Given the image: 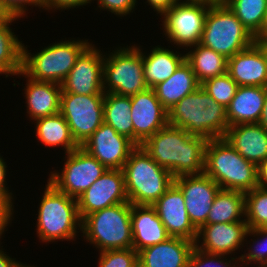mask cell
<instances>
[{"mask_svg": "<svg viewBox=\"0 0 267 267\" xmlns=\"http://www.w3.org/2000/svg\"><path fill=\"white\" fill-rule=\"evenodd\" d=\"M206 144L205 138L192 136L184 129L168 124L141 146L159 166L176 178L204 172Z\"/></svg>", "mask_w": 267, "mask_h": 267, "instance_id": "1", "label": "cell"}, {"mask_svg": "<svg viewBox=\"0 0 267 267\" xmlns=\"http://www.w3.org/2000/svg\"><path fill=\"white\" fill-rule=\"evenodd\" d=\"M168 123L207 141L224 138L229 128L226 108L201 86L168 111Z\"/></svg>", "mask_w": 267, "mask_h": 267, "instance_id": "2", "label": "cell"}, {"mask_svg": "<svg viewBox=\"0 0 267 267\" xmlns=\"http://www.w3.org/2000/svg\"><path fill=\"white\" fill-rule=\"evenodd\" d=\"M203 173L224 190L247 193L258 186L257 165L243 158L225 138L207 141Z\"/></svg>", "mask_w": 267, "mask_h": 267, "instance_id": "3", "label": "cell"}, {"mask_svg": "<svg viewBox=\"0 0 267 267\" xmlns=\"http://www.w3.org/2000/svg\"><path fill=\"white\" fill-rule=\"evenodd\" d=\"M131 204L153 205L174 183L173 175L159 166L142 146H136L123 167Z\"/></svg>", "mask_w": 267, "mask_h": 267, "instance_id": "4", "label": "cell"}, {"mask_svg": "<svg viewBox=\"0 0 267 267\" xmlns=\"http://www.w3.org/2000/svg\"><path fill=\"white\" fill-rule=\"evenodd\" d=\"M81 231L100 252L132 248L131 203L116 204L86 215Z\"/></svg>", "mask_w": 267, "mask_h": 267, "instance_id": "5", "label": "cell"}, {"mask_svg": "<svg viewBox=\"0 0 267 267\" xmlns=\"http://www.w3.org/2000/svg\"><path fill=\"white\" fill-rule=\"evenodd\" d=\"M38 211L37 234L43 242L74 240L81 218L77 199L58 191L47 182ZM78 225V226H77Z\"/></svg>", "mask_w": 267, "mask_h": 267, "instance_id": "6", "label": "cell"}, {"mask_svg": "<svg viewBox=\"0 0 267 267\" xmlns=\"http://www.w3.org/2000/svg\"><path fill=\"white\" fill-rule=\"evenodd\" d=\"M254 42L255 37L224 2L210 5L199 44L229 59Z\"/></svg>", "mask_w": 267, "mask_h": 267, "instance_id": "7", "label": "cell"}, {"mask_svg": "<svg viewBox=\"0 0 267 267\" xmlns=\"http://www.w3.org/2000/svg\"><path fill=\"white\" fill-rule=\"evenodd\" d=\"M89 44L88 40L62 41L50 44L35 55L29 53L23 44L22 71L17 75L61 84Z\"/></svg>", "mask_w": 267, "mask_h": 267, "instance_id": "8", "label": "cell"}, {"mask_svg": "<svg viewBox=\"0 0 267 267\" xmlns=\"http://www.w3.org/2000/svg\"><path fill=\"white\" fill-rule=\"evenodd\" d=\"M107 87H106V86ZM148 88L144 80L142 52L137 46L115 50L103 64V91L133 96Z\"/></svg>", "mask_w": 267, "mask_h": 267, "instance_id": "9", "label": "cell"}, {"mask_svg": "<svg viewBox=\"0 0 267 267\" xmlns=\"http://www.w3.org/2000/svg\"><path fill=\"white\" fill-rule=\"evenodd\" d=\"M104 96L61 93L60 113L79 146L104 122Z\"/></svg>", "mask_w": 267, "mask_h": 267, "instance_id": "10", "label": "cell"}, {"mask_svg": "<svg viewBox=\"0 0 267 267\" xmlns=\"http://www.w3.org/2000/svg\"><path fill=\"white\" fill-rule=\"evenodd\" d=\"M210 2H176L164 14L163 29L170 43L191 48L200 43Z\"/></svg>", "mask_w": 267, "mask_h": 267, "instance_id": "11", "label": "cell"}, {"mask_svg": "<svg viewBox=\"0 0 267 267\" xmlns=\"http://www.w3.org/2000/svg\"><path fill=\"white\" fill-rule=\"evenodd\" d=\"M66 158L62 172H51L48 182L58 191L76 199L107 170L81 146L67 153Z\"/></svg>", "mask_w": 267, "mask_h": 267, "instance_id": "12", "label": "cell"}, {"mask_svg": "<svg viewBox=\"0 0 267 267\" xmlns=\"http://www.w3.org/2000/svg\"><path fill=\"white\" fill-rule=\"evenodd\" d=\"M104 56L89 44L78 56L75 65L61 83L62 93L105 95L103 91Z\"/></svg>", "mask_w": 267, "mask_h": 267, "instance_id": "13", "label": "cell"}, {"mask_svg": "<svg viewBox=\"0 0 267 267\" xmlns=\"http://www.w3.org/2000/svg\"><path fill=\"white\" fill-rule=\"evenodd\" d=\"M125 202L129 199L122 169H107L77 198L81 220L95 211Z\"/></svg>", "mask_w": 267, "mask_h": 267, "instance_id": "14", "label": "cell"}, {"mask_svg": "<svg viewBox=\"0 0 267 267\" xmlns=\"http://www.w3.org/2000/svg\"><path fill=\"white\" fill-rule=\"evenodd\" d=\"M133 143L141 146L157 131L168 125V110L156 97L153 88L130 96Z\"/></svg>", "mask_w": 267, "mask_h": 267, "instance_id": "15", "label": "cell"}, {"mask_svg": "<svg viewBox=\"0 0 267 267\" xmlns=\"http://www.w3.org/2000/svg\"><path fill=\"white\" fill-rule=\"evenodd\" d=\"M185 199V207L191 223L198 230L206 223L210 208L220 186L204 173L182 175L174 178Z\"/></svg>", "mask_w": 267, "mask_h": 267, "instance_id": "16", "label": "cell"}, {"mask_svg": "<svg viewBox=\"0 0 267 267\" xmlns=\"http://www.w3.org/2000/svg\"><path fill=\"white\" fill-rule=\"evenodd\" d=\"M81 147L111 170L123 169L136 145L103 122Z\"/></svg>", "mask_w": 267, "mask_h": 267, "instance_id": "17", "label": "cell"}, {"mask_svg": "<svg viewBox=\"0 0 267 267\" xmlns=\"http://www.w3.org/2000/svg\"><path fill=\"white\" fill-rule=\"evenodd\" d=\"M152 206L170 237L195 242L197 229L189 219L183 193L175 183Z\"/></svg>", "mask_w": 267, "mask_h": 267, "instance_id": "18", "label": "cell"}, {"mask_svg": "<svg viewBox=\"0 0 267 267\" xmlns=\"http://www.w3.org/2000/svg\"><path fill=\"white\" fill-rule=\"evenodd\" d=\"M247 231L246 221L204 224L197 230L195 247L211 254L228 255L243 245Z\"/></svg>", "mask_w": 267, "mask_h": 267, "instance_id": "19", "label": "cell"}, {"mask_svg": "<svg viewBox=\"0 0 267 267\" xmlns=\"http://www.w3.org/2000/svg\"><path fill=\"white\" fill-rule=\"evenodd\" d=\"M227 73L238 86L267 87V58L255 41L228 59Z\"/></svg>", "mask_w": 267, "mask_h": 267, "instance_id": "20", "label": "cell"}, {"mask_svg": "<svg viewBox=\"0 0 267 267\" xmlns=\"http://www.w3.org/2000/svg\"><path fill=\"white\" fill-rule=\"evenodd\" d=\"M195 242L178 237L138 252V267H187Z\"/></svg>", "mask_w": 267, "mask_h": 267, "instance_id": "21", "label": "cell"}, {"mask_svg": "<svg viewBox=\"0 0 267 267\" xmlns=\"http://www.w3.org/2000/svg\"><path fill=\"white\" fill-rule=\"evenodd\" d=\"M131 229L132 248L137 252L170 237L152 205L131 204Z\"/></svg>", "mask_w": 267, "mask_h": 267, "instance_id": "22", "label": "cell"}, {"mask_svg": "<svg viewBox=\"0 0 267 267\" xmlns=\"http://www.w3.org/2000/svg\"><path fill=\"white\" fill-rule=\"evenodd\" d=\"M224 138L243 158L257 166L267 158V130L259 123L230 126Z\"/></svg>", "mask_w": 267, "mask_h": 267, "instance_id": "23", "label": "cell"}, {"mask_svg": "<svg viewBox=\"0 0 267 267\" xmlns=\"http://www.w3.org/2000/svg\"><path fill=\"white\" fill-rule=\"evenodd\" d=\"M267 95V87L238 86L227 110L229 127L239 124L258 123Z\"/></svg>", "mask_w": 267, "mask_h": 267, "instance_id": "24", "label": "cell"}, {"mask_svg": "<svg viewBox=\"0 0 267 267\" xmlns=\"http://www.w3.org/2000/svg\"><path fill=\"white\" fill-rule=\"evenodd\" d=\"M25 97L27 113L31 120L54 115L60 112L61 84L54 82L35 81L27 77Z\"/></svg>", "mask_w": 267, "mask_h": 267, "instance_id": "25", "label": "cell"}, {"mask_svg": "<svg viewBox=\"0 0 267 267\" xmlns=\"http://www.w3.org/2000/svg\"><path fill=\"white\" fill-rule=\"evenodd\" d=\"M200 86L191 65L185 60L172 76L158 83L153 90L158 100L169 111L181 99L196 91Z\"/></svg>", "mask_w": 267, "mask_h": 267, "instance_id": "26", "label": "cell"}, {"mask_svg": "<svg viewBox=\"0 0 267 267\" xmlns=\"http://www.w3.org/2000/svg\"><path fill=\"white\" fill-rule=\"evenodd\" d=\"M174 53L159 45L154 47L150 54L142 53L144 80L148 88L167 80L177 68L186 60V54Z\"/></svg>", "mask_w": 267, "mask_h": 267, "instance_id": "27", "label": "cell"}, {"mask_svg": "<svg viewBox=\"0 0 267 267\" xmlns=\"http://www.w3.org/2000/svg\"><path fill=\"white\" fill-rule=\"evenodd\" d=\"M18 17L7 15L0 20V74L17 75L22 71L23 44L9 27Z\"/></svg>", "mask_w": 267, "mask_h": 267, "instance_id": "28", "label": "cell"}, {"mask_svg": "<svg viewBox=\"0 0 267 267\" xmlns=\"http://www.w3.org/2000/svg\"><path fill=\"white\" fill-rule=\"evenodd\" d=\"M36 135L46 146L65 148V154L79 147L73 139L69 125L61 113L36 119Z\"/></svg>", "mask_w": 267, "mask_h": 267, "instance_id": "29", "label": "cell"}, {"mask_svg": "<svg viewBox=\"0 0 267 267\" xmlns=\"http://www.w3.org/2000/svg\"><path fill=\"white\" fill-rule=\"evenodd\" d=\"M241 216H245V193L220 189L205 224L245 221Z\"/></svg>", "mask_w": 267, "mask_h": 267, "instance_id": "30", "label": "cell"}, {"mask_svg": "<svg viewBox=\"0 0 267 267\" xmlns=\"http://www.w3.org/2000/svg\"><path fill=\"white\" fill-rule=\"evenodd\" d=\"M192 47L196 48L186 53V61L200 84L227 73L228 58L201 44Z\"/></svg>", "mask_w": 267, "mask_h": 267, "instance_id": "31", "label": "cell"}, {"mask_svg": "<svg viewBox=\"0 0 267 267\" xmlns=\"http://www.w3.org/2000/svg\"><path fill=\"white\" fill-rule=\"evenodd\" d=\"M131 117V99L129 96L105 93L104 122L133 142Z\"/></svg>", "mask_w": 267, "mask_h": 267, "instance_id": "32", "label": "cell"}, {"mask_svg": "<svg viewBox=\"0 0 267 267\" xmlns=\"http://www.w3.org/2000/svg\"><path fill=\"white\" fill-rule=\"evenodd\" d=\"M241 23L255 36L262 27L267 0H224Z\"/></svg>", "mask_w": 267, "mask_h": 267, "instance_id": "33", "label": "cell"}, {"mask_svg": "<svg viewBox=\"0 0 267 267\" xmlns=\"http://www.w3.org/2000/svg\"><path fill=\"white\" fill-rule=\"evenodd\" d=\"M245 217L248 228H259L267 222V188L257 186L245 193Z\"/></svg>", "mask_w": 267, "mask_h": 267, "instance_id": "34", "label": "cell"}, {"mask_svg": "<svg viewBox=\"0 0 267 267\" xmlns=\"http://www.w3.org/2000/svg\"><path fill=\"white\" fill-rule=\"evenodd\" d=\"M201 87L217 103L227 108L236 94L238 84L230 77L228 73H225L204 81L201 83Z\"/></svg>", "mask_w": 267, "mask_h": 267, "instance_id": "35", "label": "cell"}, {"mask_svg": "<svg viewBox=\"0 0 267 267\" xmlns=\"http://www.w3.org/2000/svg\"><path fill=\"white\" fill-rule=\"evenodd\" d=\"M251 234L254 235V237L257 235L263 237H261L262 239L260 238L258 241L252 240L253 246H255L254 249L252 248L253 246L250 245L249 252L244 255L242 254L240 258L238 257L236 259H239V262H242V264L244 262L245 265H250L248 263H251L253 261L254 263L256 262L257 264H259L258 267H267V229L263 227L248 228L246 235L248 236ZM246 261L248 263H246Z\"/></svg>", "mask_w": 267, "mask_h": 267, "instance_id": "36", "label": "cell"}, {"mask_svg": "<svg viewBox=\"0 0 267 267\" xmlns=\"http://www.w3.org/2000/svg\"><path fill=\"white\" fill-rule=\"evenodd\" d=\"M99 267H138V252L133 248L100 252Z\"/></svg>", "mask_w": 267, "mask_h": 267, "instance_id": "37", "label": "cell"}, {"mask_svg": "<svg viewBox=\"0 0 267 267\" xmlns=\"http://www.w3.org/2000/svg\"><path fill=\"white\" fill-rule=\"evenodd\" d=\"M224 256L225 255L222 256L220 254L204 252L194 246L188 259L187 267H238L235 264L231 266V260H221Z\"/></svg>", "mask_w": 267, "mask_h": 267, "instance_id": "38", "label": "cell"}, {"mask_svg": "<svg viewBox=\"0 0 267 267\" xmlns=\"http://www.w3.org/2000/svg\"><path fill=\"white\" fill-rule=\"evenodd\" d=\"M27 4L41 8L43 7V0H0V6L3 11L9 16L18 18L26 14Z\"/></svg>", "mask_w": 267, "mask_h": 267, "instance_id": "39", "label": "cell"}, {"mask_svg": "<svg viewBox=\"0 0 267 267\" xmlns=\"http://www.w3.org/2000/svg\"><path fill=\"white\" fill-rule=\"evenodd\" d=\"M136 2V0H98V7L124 17L135 8Z\"/></svg>", "mask_w": 267, "mask_h": 267, "instance_id": "40", "label": "cell"}, {"mask_svg": "<svg viewBox=\"0 0 267 267\" xmlns=\"http://www.w3.org/2000/svg\"><path fill=\"white\" fill-rule=\"evenodd\" d=\"M12 193L10 192H0V238L4 233L7 225L11 221L12 212L14 206L12 203Z\"/></svg>", "mask_w": 267, "mask_h": 267, "instance_id": "41", "label": "cell"}, {"mask_svg": "<svg viewBox=\"0 0 267 267\" xmlns=\"http://www.w3.org/2000/svg\"><path fill=\"white\" fill-rule=\"evenodd\" d=\"M91 0H43V8L50 10V8L59 9H70L76 6L86 5L91 3Z\"/></svg>", "mask_w": 267, "mask_h": 267, "instance_id": "42", "label": "cell"}, {"mask_svg": "<svg viewBox=\"0 0 267 267\" xmlns=\"http://www.w3.org/2000/svg\"><path fill=\"white\" fill-rule=\"evenodd\" d=\"M176 2V0H147V3L152 6L151 8L155 9L154 11H157L161 15L169 10Z\"/></svg>", "mask_w": 267, "mask_h": 267, "instance_id": "43", "label": "cell"}, {"mask_svg": "<svg viewBox=\"0 0 267 267\" xmlns=\"http://www.w3.org/2000/svg\"><path fill=\"white\" fill-rule=\"evenodd\" d=\"M258 186L267 188V158L257 166Z\"/></svg>", "mask_w": 267, "mask_h": 267, "instance_id": "44", "label": "cell"}, {"mask_svg": "<svg viewBox=\"0 0 267 267\" xmlns=\"http://www.w3.org/2000/svg\"><path fill=\"white\" fill-rule=\"evenodd\" d=\"M0 267H31V266H27L25 264L23 265L19 263L18 261H15V259L13 260L7 254H5L4 251H2L1 249L0 250Z\"/></svg>", "mask_w": 267, "mask_h": 267, "instance_id": "45", "label": "cell"}, {"mask_svg": "<svg viewBox=\"0 0 267 267\" xmlns=\"http://www.w3.org/2000/svg\"><path fill=\"white\" fill-rule=\"evenodd\" d=\"M6 164L2 157L0 156V192H9L5 184V178H6Z\"/></svg>", "mask_w": 267, "mask_h": 267, "instance_id": "46", "label": "cell"}, {"mask_svg": "<svg viewBox=\"0 0 267 267\" xmlns=\"http://www.w3.org/2000/svg\"><path fill=\"white\" fill-rule=\"evenodd\" d=\"M254 37L255 40H267V10L264 16L261 30Z\"/></svg>", "mask_w": 267, "mask_h": 267, "instance_id": "47", "label": "cell"}, {"mask_svg": "<svg viewBox=\"0 0 267 267\" xmlns=\"http://www.w3.org/2000/svg\"><path fill=\"white\" fill-rule=\"evenodd\" d=\"M258 123L267 130V95L265 98L262 115Z\"/></svg>", "mask_w": 267, "mask_h": 267, "instance_id": "48", "label": "cell"}, {"mask_svg": "<svg viewBox=\"0 0 267 267\" xmlns=\"http://www.w3.org/2000/svg\"><path fill=\"white\" fill-rule=\"evenodd\" d=\"M255 41L261 46L267 58V40H255Z\"/></svg>", "mask_w": 267, "mask_h": 267, "instance_id": "49", "label": "cell"}, {"mask_svg": "<svg viewBox=\"0 0 267 267\" xmlns=\"http://www.w3.org/2000/svg\"><path fill=\"white\" fill-rule=\"evenodd\" d=\"M179 2V0H176ZM184 2H210V0H185Z\"/></svg>", "mask_w": 267, "mask_h": 267, "instance_id": "50", "label": "cell"}, {"mask_svg": "<svg viewBox=\"0 0 267 267\" xmlns=\"http://www.w3.org/2000/svg\"><path fill=\"white\" fill-rule=\"evenodd\" d=\"M7 16V14L3 11V9L0 6V20L4 19Z\"/></svg>", "mask_w": 267, "mask_h": 267, "instance_id": "51", "label": "cell"}, {"mask_svg": "<svg viewBox=\"0 0 267 267\" xmlns=\"http://www.w3.org/2000/svg\"><path fill=\"white\" fill-rule=\"evenodd\" d=\"M210 1H213V2H223L224 0H210Z\"/></svg>", "mask_w": 267, "mask_h": 267, "instance_id": "52", "label": "cell"}, {"mask_svg": "<svg viewBox=\"0 0 267 267\" xmlns=\"http://www.w3.org/2000/svg\"><path fill=\"white\" fill-rule=\"evenodd\" d=\"M262 227L267 229V222Z\"/></svg>", "mask_w": 267, "mask_h": 267, "instance_id": "53", "label": "cell"}]
</instances>
